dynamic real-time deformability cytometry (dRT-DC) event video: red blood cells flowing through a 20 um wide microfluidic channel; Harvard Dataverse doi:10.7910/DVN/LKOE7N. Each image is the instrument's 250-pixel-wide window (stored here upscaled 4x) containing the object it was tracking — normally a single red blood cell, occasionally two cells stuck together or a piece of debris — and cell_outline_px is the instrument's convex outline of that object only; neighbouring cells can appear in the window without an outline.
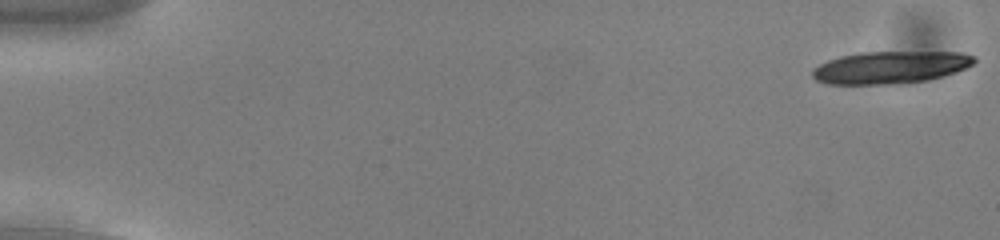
{"species": "common noctule bat (a hibernating species)", "species_latin": "Nyctalus noctula", "temperature_condition": "cold", "stored_images_in_passage": 19, "camera_frame_rate_fps": 3000, "um_per_image_px": 0.085, "animal": {"sex": "male", "body_mass_g": 13.0, "forearm_length_mm": 53.1}, "frame": {"image": 1, "passage_image": 1, "time_ms": 0.0, "image_size_px": [1000, 240], "cell_outline_px": [[976, 60], [972, 64], [956, 72], [944, 76], [928, 80], [884, 84], [828, 84], [816, 80], [812, 76], [812, 68], [828, 60], [840, 56], [860, 52], [960, 52], [976, 56]], "centroid_in_image_um": [75.67, 5.72], "position_along_channel_um": 9.3, "area_um2": 30.46}}